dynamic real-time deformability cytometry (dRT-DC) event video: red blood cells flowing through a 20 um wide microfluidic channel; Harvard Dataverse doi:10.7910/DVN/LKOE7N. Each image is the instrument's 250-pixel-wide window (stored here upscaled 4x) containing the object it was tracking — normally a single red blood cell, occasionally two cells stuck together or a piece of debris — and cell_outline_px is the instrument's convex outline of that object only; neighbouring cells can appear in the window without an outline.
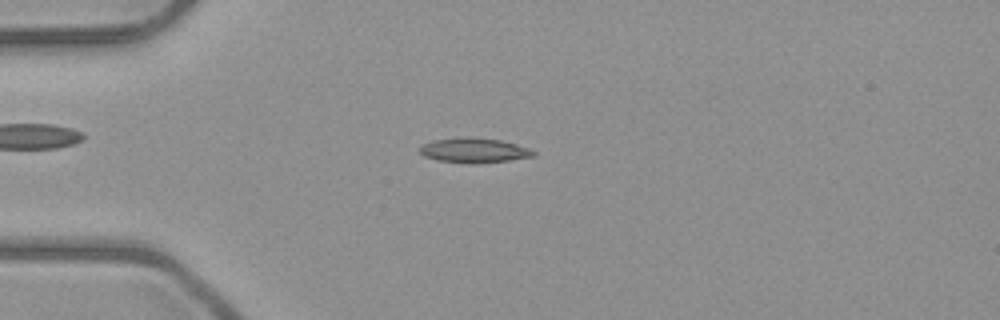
{"species": "common noctule bat (a hibernating species)", "species_latin": "Nyctalus noctula", "temperature_condition": "room temperature", "stored_images_in_passage": 6, "camera_frame_rate_fps": 3000, "um_per_image_px": 0.085, "animal": {"sex": "male", "body_mass_g": 23.1, "forearm_length_mm": 52.7}, "frame": {"image": 1, "passage_image": 3, "time_ms": 2.333, "image_size_px": [1000, 320], "cell_outline_px": [[536, 156], [508, 160], [436, 160], [424, 156], [420, 152], [420, 148], [424, 144], [432, 140], [500, 140], [516, 144], [528, 148], [536, 152]], "centroid_in_image_um": [40.35, 12.78], "position_along_channel_um": 44.7, "area_um2": 14.39}}
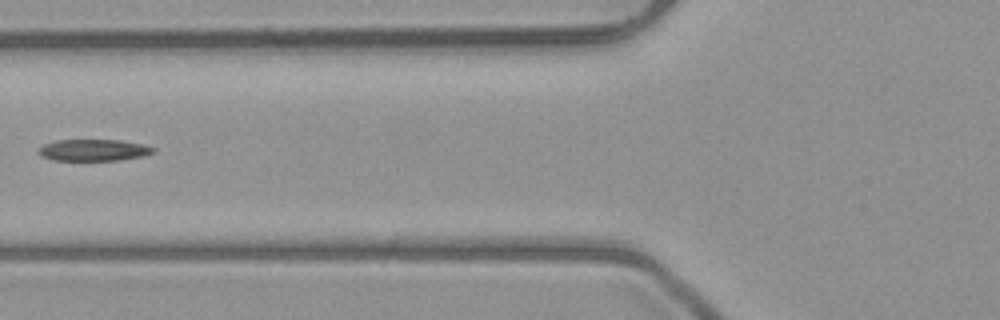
{"frame": {"image": 2, "passage_image": 5, "time_ms": 4.667, "image_size_px": [1000, 320], "cell_outline_px": [[156, 152], [144, 156], [120, 160], [52, 160], [40, 156], [36, 152], [44, 144], [56, 140], [120, 140], [140, 144], [156, 148]], "centroid_in_image_um": [7.95, 12.76], "position_along_channel_um": 117.9, "area_um2": 14.51}}
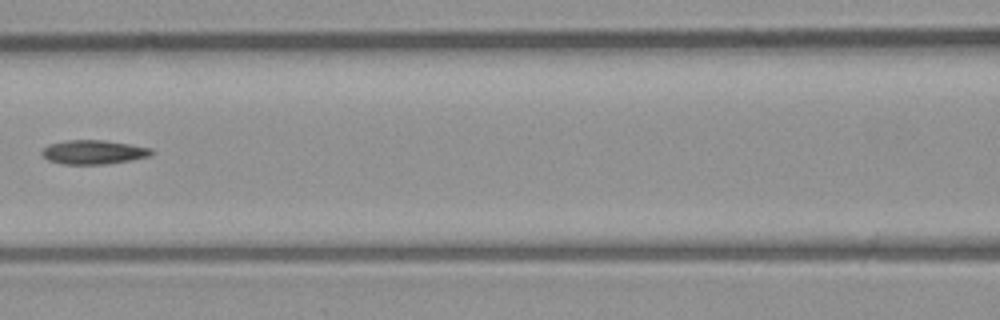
{"frame": {"image": 3, "passage_image": 6, "time_ms": 5.667, "image_size_px": [1000, 320], "cell_outline_px": [[152, 152], [148, 156], [128, 160], [104, 164], [64, 164], [48, 160], [40, 152], [48, 144], [68, 140], [104, 140], [152, 148]], "centroid_in_image_um": [7.9, 12.92], "position_along_channel_um": 158.7, "area_um2": 15.09}}